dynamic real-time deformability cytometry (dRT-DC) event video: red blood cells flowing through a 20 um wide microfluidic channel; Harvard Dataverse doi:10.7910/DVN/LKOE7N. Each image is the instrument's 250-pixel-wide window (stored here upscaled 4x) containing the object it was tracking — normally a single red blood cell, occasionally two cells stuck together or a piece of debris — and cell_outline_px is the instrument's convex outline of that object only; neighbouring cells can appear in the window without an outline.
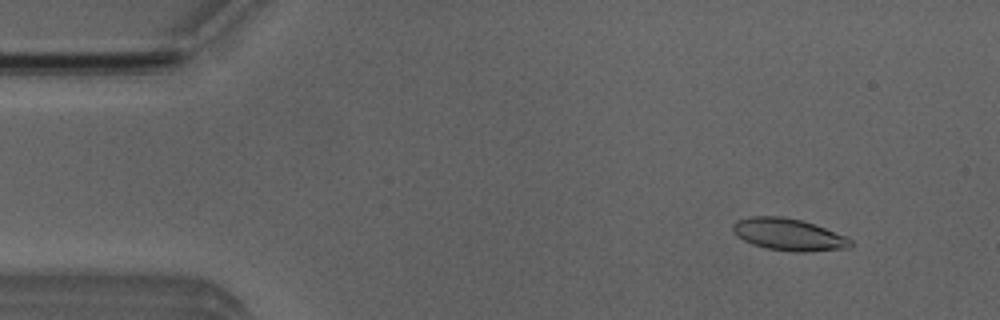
{"species": "Egyptian fruit bat (a non-hibernating species)", "species_latin": "Rousettus aegyptiacus", "temperature_condition": "room temperature", "stored_images_in_passage": 52, "segment_of_instrument_passage": [1, 2], "camera_frame_rate_fps": 3000, "um_per_image_px": 0.085, "animal": {"sex": "male"}, "frame": {"image": 1, "passage_image": 5, "time_ms": 1.333, "image_size_px": [1000, 320], "cell_outline_px": [[852, 248], [808, 252], [792, 252], [764, 248], [752, 244], [736, 236], [732, 232], [732, 224], [736, 220], [752, 216], [780, 216], [800, 220], [848, 236], [852, 240]], "centroid_in_image_um": [67.03, 19.95], "position_along_channel_um": 18.0, "area_um2": 22.25}}
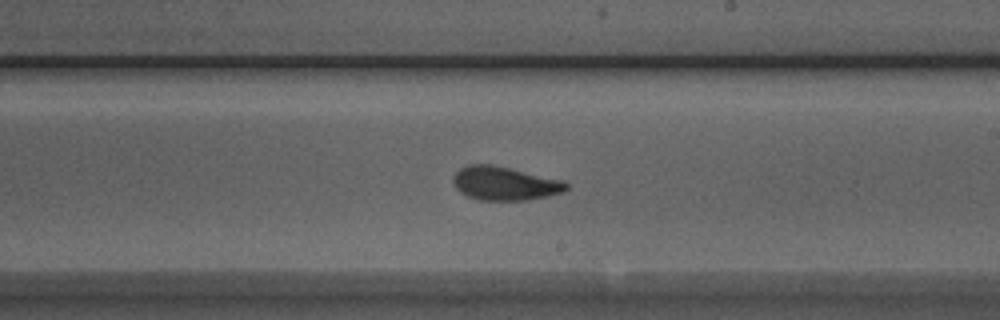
{"frame": {"image": 2, "passage_image": 29, "time_ms": 9.333, "image_size_px": [1000, 320], "cell_outline_px": [[568, 188], [564, 192], [548, 196], [528, 200], [480, 200], [468, 196], [460, 192], [456, 188], [452, 180], [452, 176], [460, 168], [468, 164], [492, 164], [564, 180], [568, 184]], "centroid_in_image_um": [42.9, 15.59], "position_along_channel_um": 246.1, "area_um2": 22.37}}
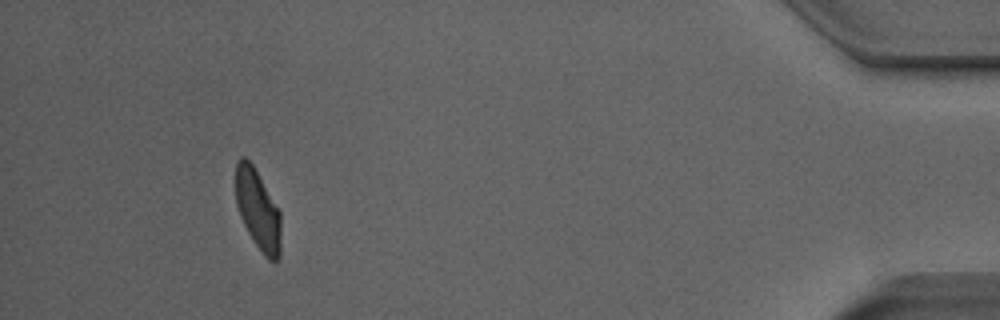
{"frame": {"image": 3, "passage_image": 47, "time_ms": 15.333, "image_size_px": [1000, 320], "cell_outline_px": [[280, 256], [272, 264], [264, 256], [248, 232], [240, 216], [236, 204], [236, 160], [240, 156], [244, 156], [252, 164], [280, 212]], "centroid_in_image_um": [21.91, 17.85], "position_along_channel_um": 413.3, "area_um2": 20.92}}